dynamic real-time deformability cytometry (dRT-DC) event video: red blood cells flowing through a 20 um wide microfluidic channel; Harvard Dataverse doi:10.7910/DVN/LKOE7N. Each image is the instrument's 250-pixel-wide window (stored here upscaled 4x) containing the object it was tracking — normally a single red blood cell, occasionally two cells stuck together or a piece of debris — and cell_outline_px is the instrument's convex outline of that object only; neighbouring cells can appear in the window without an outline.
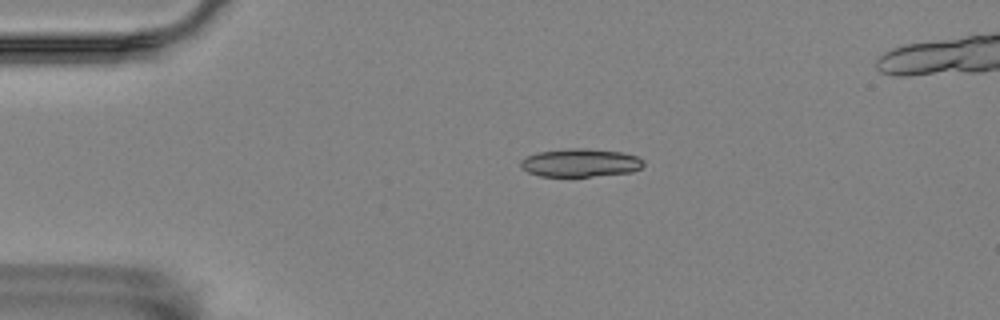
{"species": "Egyptian fruit bat (a non-hibernating species)", "species_latin": "Rousettus aegyptiacus", "temperature_condition": "room temperature", "stored_images_in_passage": 46, "camera_frame_rate_fps": 3000, "um_per_image_px": 0.085, "animal": {"sex": "female"}, "frame": {"image": 1, "passage_image": 3, "time_ms": 0.667, "image_size_px": [1000, 320], "cell_outline_px": [[644, 164], [640, 168], [632, 172], [592, 176], [540, 176], [528, 172], [520, 168], [520, 160], [536, 152], [568, 148], [588, 148], [624, 152], [636, 156], [644, 160]], "centroid_in_image_um": [49.32, 13.82], "position_along_channel_um": 35.7, "area_um2": 20.35}}
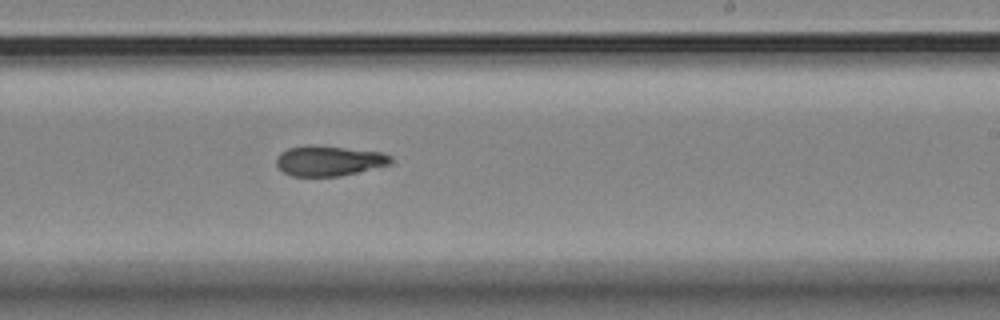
{"frame": {"image": 2, "passage_image": 25, "time_ms": 8.0, "image_size_px": [1000, 320], "cell_outline_px": [[396, 160], [392, 164], [340, 176], [292, 176], [284, 172], [276, 164], [276, 156], [280, 152], [288, 148], [344, 148], [380, 152], [392, 156]], "centroid_in_image_um": [28.02, 13.71], "position_along_channel_um": 261.0, "area_um2": 19.42}}
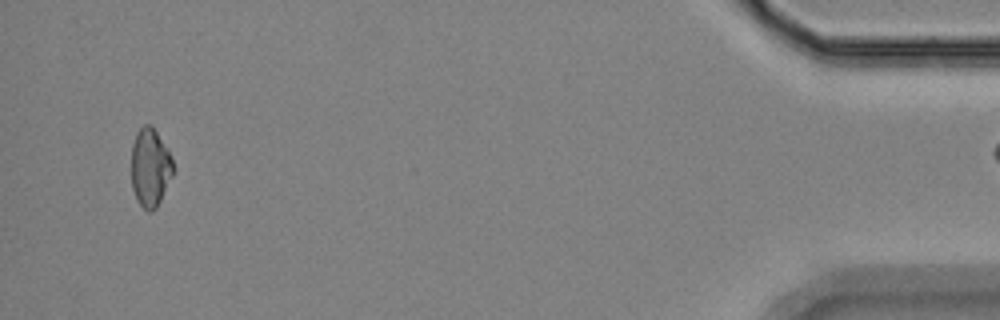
{"frame": {"image": 3, "passage_image": 45, "time_ms": 14.667, "image_size_px": [1000, 320], "cell_outline_px": [[172, 176], [156, 208], [152, 212], [148, 212], [136, 200], [132, 188], [132, 144], [136, 132], [144, 124], [152, 124], [168, 148], [172, 160]], "centroid_in_image_um": [12.75, 14.21], "position_along_channel_um": 422.4, "area_um2": 19.13}}